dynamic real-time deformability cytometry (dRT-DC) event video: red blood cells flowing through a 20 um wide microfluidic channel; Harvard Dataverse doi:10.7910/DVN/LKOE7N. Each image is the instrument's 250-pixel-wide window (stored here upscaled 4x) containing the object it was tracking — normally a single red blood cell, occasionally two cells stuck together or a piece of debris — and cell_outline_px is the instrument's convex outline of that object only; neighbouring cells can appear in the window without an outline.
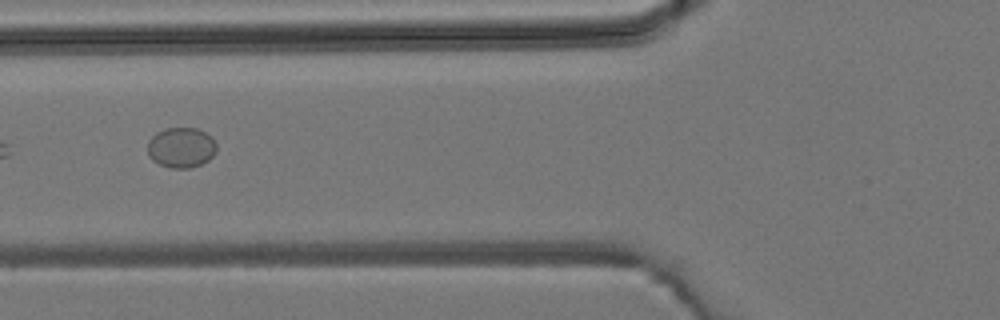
{"species": "common noctule bat (a hibernating species)", "species_latin": "Nyctalus noctula", "temperature_condition": "room temperature", "stored_images_in_passage": 4, "camera_frame_rate_fps": 3000, "um_per_image_px": 0.085, "animal": {"sex": "male", "body_mass_g": 19.2, "forearm_length_mm": 51.8}, "frame": {"image": 1, "passage_image": 3, "time_ms": 2.333, "image_size_px": [1000, 320], "cell_outline_px": [[216, 152], [208, 160], [192, 168], [168, 168], [152, 160], [148, 156], [148, 140], [156, 132], [164, 128], [196, 128], [212, 136], [216, 144]], "centroid_in_image_um": [15.39, 12.54], "position_along_channel_um": 110.4, "area_um2": 16.36}}
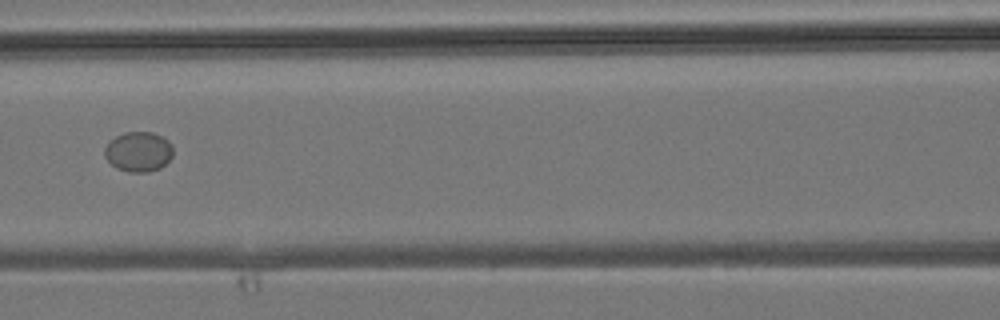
{"frame": {"image": 2, "passage_image": 4, "time_ms": 3.333, "image_size_px": [1000, 320], "cell_outline_px": [[172, 156], [160, 168], [148, 172], [128, 172], [116, 168], [104, 156], [104, 148], [116, 136], [124, 132], [152, 132], [168, 140], [172, 144]], "centroid_in_image_um": [11.77, 12.9], "position_along_channel_um": 154.8, "area_um2": 15.84}}